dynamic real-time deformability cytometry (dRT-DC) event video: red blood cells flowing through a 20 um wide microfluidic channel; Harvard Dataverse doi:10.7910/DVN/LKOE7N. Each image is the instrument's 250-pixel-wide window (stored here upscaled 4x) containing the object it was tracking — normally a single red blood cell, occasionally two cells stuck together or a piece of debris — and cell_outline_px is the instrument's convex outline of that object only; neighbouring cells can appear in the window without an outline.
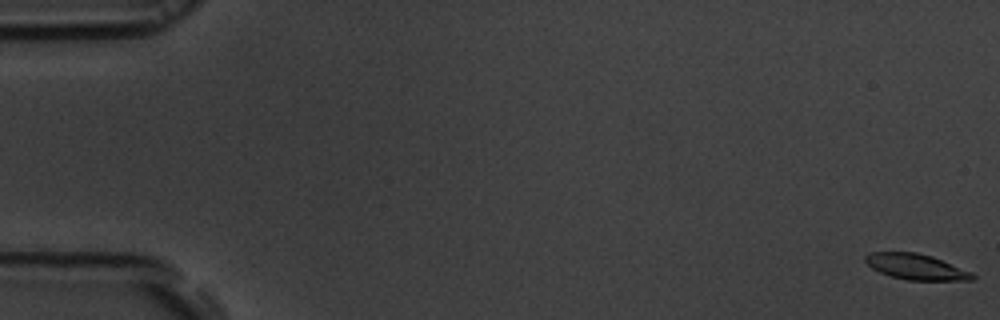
{"species": "common noctule bat (a hibernating species)", "species_latin": "Nyctalus noctula", "temperature_condition": "room temperature", "stored_images_in_passage": 57, "camera_frame_rate_fps": 3000, "um_per_image_px": 0.085, "animal": {"sex": "male", "body_mass_g": 19.5, "forearm_length_mm": 54.6}, "frame": {"image": 1, "passage_image": 1, "time_ms": 0.0, "image_size_px": [1000, 320], "cell_outline_px": [[976, 276], [972, 280], [908, 280], [892, 276], [880, 272], [872, 268], [864, 260], [864, 256], [868, 252], [916, 252], [932, 256], [972, 272]], "centroid_in_image_um": [77.85, 22.67], "position_along_channel_um": 7.1, "area_um2": 15.95}}
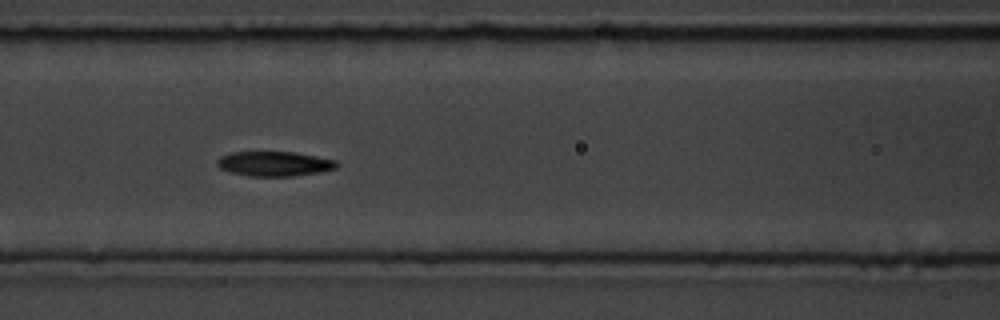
{"frame": {"image": 2, "passage_image": 25, "time_ms": 8.0, "image_size_px": [1000, 320], "cell_outline_px": [[340, 164], [336, 168], [320, 172], [292, 176], [248, 176], [232, 172], [220, 168], [216, 164], [216, 160], [220, 156], [232, 152], [292, 152], [316, 156], [336, 160]], "centroid_in_image_um": [23.32, 13.92], "position_along_channel_um": 143.3, "area_um2": 17.22}}
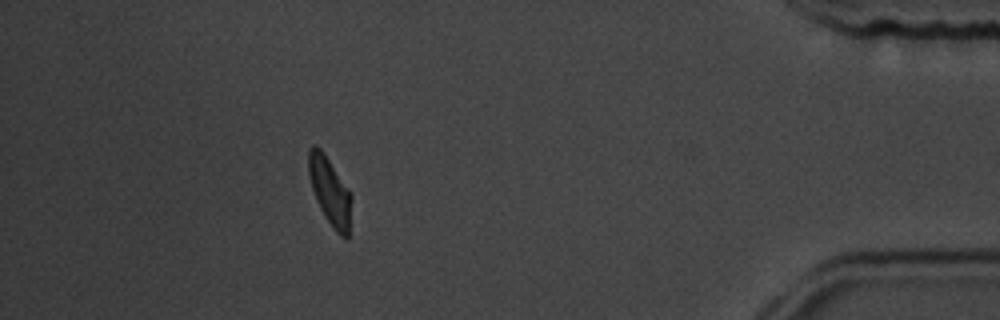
{"frame": {"image": 3, "passage_image": 51, "time_ms": 16.667, "image_size_px": [1000, 320], "cell_outline_px": [[352, 200], [348, 240], [344, 240], [336, 232], [324, 216], [316, 200], [308, 176], [308, 148], [312, 144], [316, 144], [324, 152], [352, 192]], "centroid_in_image_um": [28.05, 16.24], "position_along_channel_um": 407.1, "area_um2": 17.51}, "authors_computed_cell_mechanics": {"area_um2": 17.2244, "velocity_mm_per_s": 3.634, "shape_relaxation_time_tau1_ms": 4.7178, "shape_relaxation_time_tau2_ms": 4.4987, "deformation_change_tau1": 0.1465, "deformation_change_tau2": 0.1053}}